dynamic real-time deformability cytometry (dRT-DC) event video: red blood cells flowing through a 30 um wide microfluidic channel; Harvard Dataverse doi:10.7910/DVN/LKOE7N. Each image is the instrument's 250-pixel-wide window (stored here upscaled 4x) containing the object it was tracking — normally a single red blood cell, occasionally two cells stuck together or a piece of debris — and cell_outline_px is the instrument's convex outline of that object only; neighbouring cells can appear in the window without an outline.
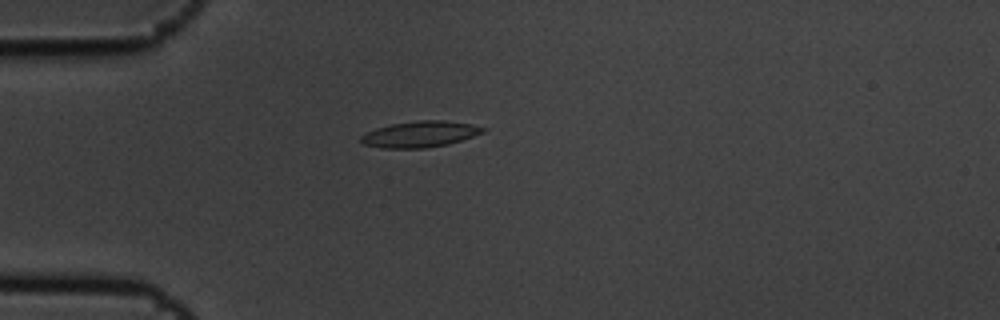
{"species": "common noctule bat (a hibernating species)", "species_latin": "Nyctalus noctula", "temperature_condition": "cold", "stored_images_in_passage": 5, "camera_frame_rate_fps": 3000, "um_per_image_px": 0.085, "animal": {"sex": "male", "body_mass_g": 19.5, "forearm_length_mm": 54.6}, "frame": {"image": 1, "passage_image": 2, "time_ms": 0.333, "image_size_px": [1000, 320], "cell_outline_px": [[488, 128], [484, 132], [448, 144], [428, 148], [380, 148], [364, 144], [360, 140], [360, 136], [376, 128], [392, 124], [420, 120], [444, 120], [472, 124]], "centroid_in_image_um": [35.71, 11.4], "position_along_channel_um": 49.3, "area_um2": 18.5}}
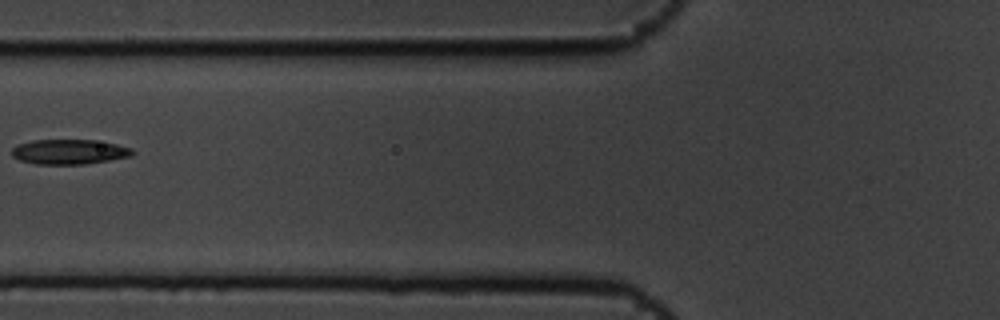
{"frame": {"image": 2, "passage_image": 4, "time_ms": 1.0, "image_size_px": [1000, 320], "cell_outline_px": [[136, 152], [132, 156], [84, 164], [36, 164], [20, 160], [12, 156], [12, 148], [16, 144], [32, 140], [92, 140], [116, 144], [132, 148]], "centroid_in_image_um": [5.87, 12.9], "position_along_channel_um": 119.9, "area_um2": 17.51}}
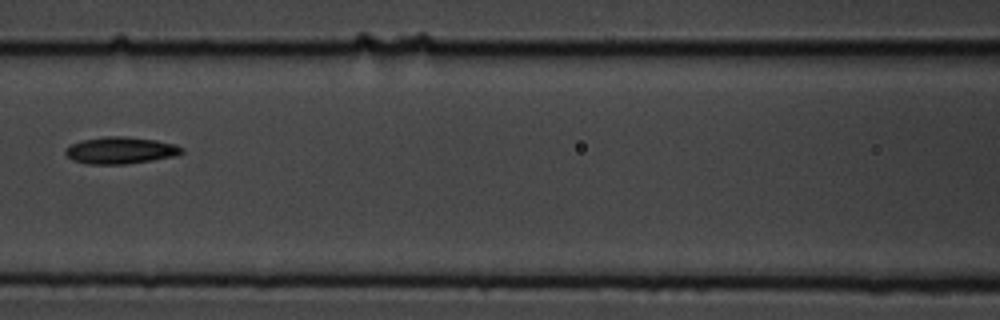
{"frame": {"image": 3, "passage_image": 5, "time_ms": 1.333, "image_size_px": [1000, 320], "cell_outline_px": [[184, 152], [176, 156], [152, 160], [124, 164], [84, 164], [72, 160], [64, 152], [64, 148], [72, 144], [84, 140], [104, 136], [120, 136], [156, 140], [176, 144], [184, 148]], "centroid_in_image_um": [10.25, 12.78], "position_along_channel_um": 156.4, "area_um2": 18.26}}